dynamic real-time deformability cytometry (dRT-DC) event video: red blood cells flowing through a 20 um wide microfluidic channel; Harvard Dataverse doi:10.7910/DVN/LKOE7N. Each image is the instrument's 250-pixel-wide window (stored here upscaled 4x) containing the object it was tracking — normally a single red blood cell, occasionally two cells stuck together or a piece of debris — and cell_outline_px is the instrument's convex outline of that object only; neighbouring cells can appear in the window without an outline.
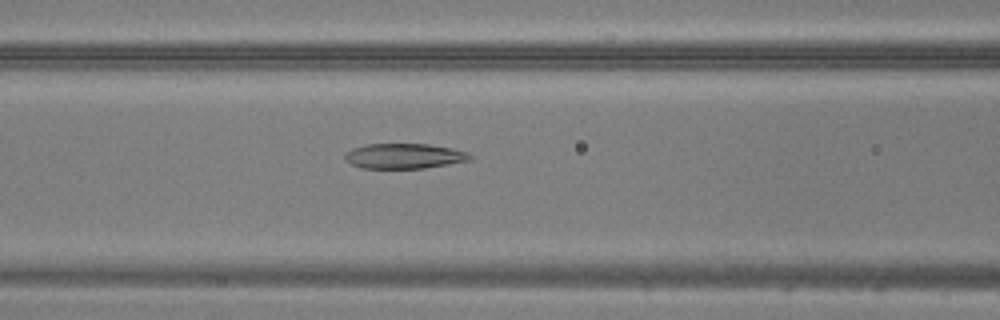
{"species": "common noctule bat (a hibernating species)", "species_latin": "Nyctalus noctula", "temperature_condition": "warm", "stored_images_in_passage": 45, "camera_frame_rate_fps": 3000, "um_per_image_px": 0.085, "animal": {"sex": "male", "body_mass_g": 20.5, "forearm_length_mm": 52.5}, "frame": {"image": 1, "passage_image": 18, "time_ms": 5.667, "image_size_px": [1000, 320], "cell_outline_px": [[472, 156], [468, 160], [448, 164], [424, 168], [364, 168], [352, 164], [344, 160], [344, 152], [352, 148], [364, 144], [428, 144], [452, 148], [468, 152]], "centroid_in_image_um": [34.31, 13.25], "position_along_channel_um": 132.3, "area_um2": 18.32}}
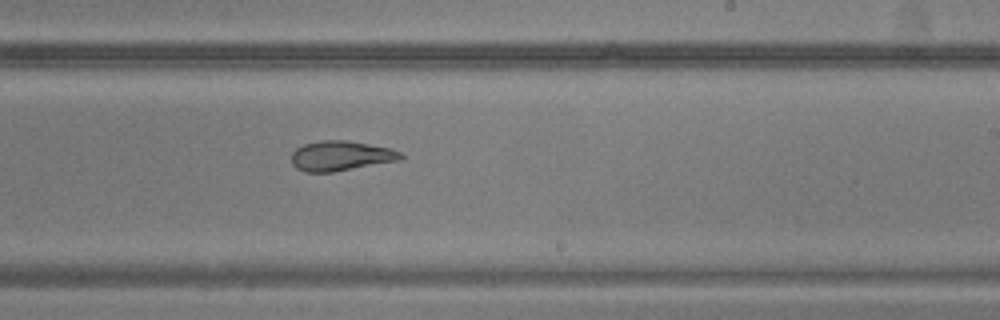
{"frame": {"image": 2, "passage_image": 27, "time_ms": 8.667, "image_size_px": [1000, 320], "cell_outline_px": [[404, 156], [400, 160], [332, 172], [304, 172], [296, 168], [292, 164], [292, 152], [296, 148], [304, 144], [320, 140], [348, 140], [392, 148], [400, 152]], "centroid_in_image_um": [28.96, 13.24], "position_along_channel_um": 260.0, "area_um2": 19.13}}
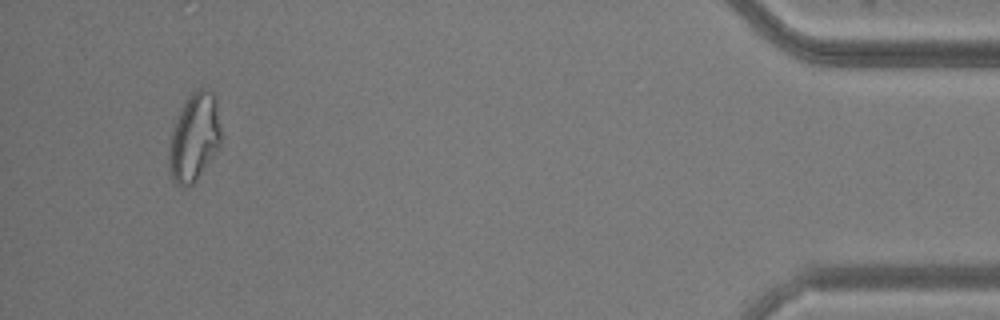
{"frame": {"image": 3, "passage_image": 43, "time_ms": 14.0, "image_size_px": [1000, 320], "cell_outline_px": [[220, 144], [196, 180], [188, 188], [180, 188], [172, 180], [168, 168], [168, 152], [172, 132], [176, 116], [180, 108], [188, 96], [196, 88], [208, 88], [216, 96], [220, 128]], "centroid_in_image_um": [16.48, 11.67], "position_along_channel_um": 418.7, "area_um2": 26.93}}